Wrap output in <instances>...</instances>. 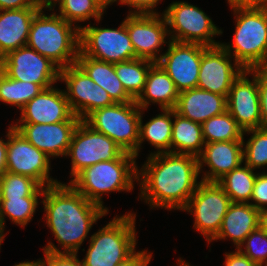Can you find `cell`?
I'll list each match as a JSON object with an SVG mask.
<instances>
[{"mask_svg": "<svg viewBox=\"0 0 267 266\" xmlns=\"http://www.w3.org/2000/svg\"><path fill=\"white\" fill-rule=\"evenodd\" d=\"M42 197L43 221L58 242L57 246L49 241L42 248L43 252L78 254L93 224L108 214L105 208L87 200L70 183L45 187Z\"/></svg>", "mask_w": 267, "mask_h": 266, "instance_id": "cell-1", "label": "cell"}, {"mask_svg": "<svg viewBox=\"0 0 267 266\" xmlns=\"http://www.w3.org/2000/svg\"><path fill=\"white\" fill-rule=\"evenodd\" d=\"M199 177L198 157L171 152L148 155L138 167V197L152 210L182 211L201 182Z\"/></svg>", "mask_w": 267, "mask_h": 266, "instance_id": "cell-2", "label": "cell"}, {"mask_svg": "<svg viewBox=\"0 0 267 266\" xmlns=\"http://www.w3.org/2000/svg\"><path fill=\"white\" fill-rule=\"evenodd\" d=\"M230 9L236 24L233 41L220 45L244 70L267 67V6Z\"/></svg>", "mask_w": 267, "mask_h": 266, "instance_id": "cell-3", "label": "cell"}, {"mask_svg": "<svg viewBox=\"0 0 267 266\" xmlns=\"http://www.w3.org/2000/svg\"><path fill=\"white\" fill-rule=\"evenodd\" d=\"M42 8L33 18L27 46L50 59L60 69L76 64L80 30L54 11Z\"/></svg>", "mask_w": 267, "mask_h": 266, "instance_id": "cell-4", "label": "cell"}, {"mask_svg": "<svg viewBox=\"0 0 267 266\" xmlns=\"http://www.w3.org/2000/svg\"><path fill=\"white\" fill-rule=\"evenodd\" d=\"M137 158L125 152L120 158L101 161L81 171L70 184L87 200L105 208L103 195L132 192L138 178Z\"/></svg>", "mask_w": 267, "mask_h": 266, "instance_id": "cell-5", "label": "cell"}, {"mask_svg": "<svg viewBox=\"0 0 267 266\" xmlns=\"http://www.w3.org/2000/svg\"><path fill=\"white\" fill-rule=\"evenodd\" d=\"M136 213L117 215L91 235L83 266H116L127 260L137 245Z\"/></svg>", "mask_w": 267, "mask_h": 266, "instance_id": "cell-6", "label": "cell"}, {"mask_svg": "<svg viewBox=\"0 0 267 266\" xmlns=\"http://www.w3.org/2000/svg\"><path fill=\"white\" fill-rule=\"evenodd\" d=\"M141 113L142 109L134 100L96 109L83 121L137 158Z\"/></svg>", "mask_w": 267, "mask_h": 266, "instance_id": "cell-7", "label": "cell"}, {"mask_svg": "<svg viewBox=\"0 0 267 266\" xmlns=\"http://www.w3.org/2000/svg\"><path fill=\"white\" fill-rule=\"evenodd\" d=\"M162 14L167 22L171 41L206 47L221 43L214 37L222 35V29H219L210 16L197 5L186 1H174L163 10Z\"/></svg>", "mask_w": 267, "mask_h": 266, "instance_id": "cell-8", "label": "cell"}, {"mask_svg": "<svg viewBox=\"0 0 267 266\" xmlns=\"http://www.w3.org/2000/svg\"><path fill=\"white\" fill-rule=\"evenodd\" d=\"M230 204L229 196L217 182L201 180L182 211L193 216V228L210 244L219 233Z\"/></svg>", "mask_w": 267, "mask_h": 266, "instance_id": "cell-9", "label": "cell"}, {"mask_svg": "<svg viewBox=\"0 0 267 266\" xmlns=\"http://www.w3.org/2000/svg\"><path fill=\"white\" fill-rule=\"evenodd\" d=\"M79 44L82 55L108 63L136 58L124 21L115 29L95 27V23L91 26L89 22L80 29Z\"/></svg>", "mask_w": 267, "mask_h": 266, "instance_id": "cell-10", "label": "cell"}, {"mask_svg": "<svg viewBox=\"0 0 267 266\" xmlns=\"http://www.w3.org/2000/svg\"><path fill=\"white\" fill-rule=\"evenodd\" d=\"M125 151L111 138L93 130L83 120L77 125L68 152L71 158V180L85 168L101 161L120 158Z\"/></svg>", "mask_w": 267, "mask_h": 266, "instance_id": "cell-11", "label": "cell"}, {"mask_svg": "<svg viewBox=\"0 0 267 266\" xmlns=\"http://www.w3.org/2000/svg\"><path fill=\"white\" fill-rule=\"evenodd\" d=\"M7 130L6 171L33 178L43 187L60 183L50 176V157L33 146L12 124Z\"/></svg>", "mask_w": 267, "mask_h": 266, "instance_id": "cell-12", "label": "cell"}, {"mask_svg": "<svg viewBox=\"0 0 267 266\" xmlns=\"http://www.w3.org/2000/svg\"><path fill=\"white\" fill-rule=\"evenodd\" d=\"M0 69L11 79L35 83L44 89L60 81V68L27 45L7 53Z\"/></svg>", "mask_w": 267, "mask_h": 266, "instance_id": "cell-13", "label": "cell"}, {"mask_svg": "<svg viewBox=\"0 0 267 266\" xmlns=\"http://www.w3.org/2000/svg\"><path fill=\"white\" fill-rule=\"evenodd\" d=\"M64 82L67 100L73 113L84 120L99 108L115 102L101 86L96 84L77 64L60 69V81Z\"/></svg>", "mask_w": 267, "mask_h": 266, "instance_id": "cell-14", "label": "cell"}, {"mask_svg": "<svg viewBox=\"0 0 267 266\" xmlns=\"http://www.w3.org/2000/svg\"><path fill=\"white\" fill-rule=\"evenodd\" d=\"M123 21L135 49L136 58L158 62L162 57L163 46L171 41L168 38V26L164 15L128 14Z\"/></svg>", "mask_w": 267, "mask_h": 266, "instance_id": "cell-15", "label": "cell"}, {"mask_svg": "<svg viewBox=\"0 0 267 266\" xmlns=\"http://www.w3.org/2000/svg\"><path fill=\"white\" fill-rule=\"evenodd\" d=\"M227 111L243 131L262 128L258 68L244 70L233 82L227 96Z\"/></svg>", "mask_w": 267, "mask_h": 266, "instance_id": "cell-16", "label": "cell"}, {"mask_svg": "<svg viewBox=\"0 0 267 266\" xmlns=\"http://www.w3.org/2000/svg\"><path fill=\"white\" fill-rule=\"evenodd\" d=\"M157 62L173 80L177 91L197 88L202 53L207 48L200 44L170 41Z\"/></svg>", "mask_w": 267, "mask_h": 266, "instance_id": "cell-17", "label": "cell"}, {"mask_svg": "<svg viewBox=\"0 0 267 266\" xmlns=\"http://www.w3.org/2000/svg\"><path fill=\"white\" fill-rule=\"evenodd\" d=\"M243 71L220 44L207 47L202 53L197 88L227 97L233 82Z\"/></svg>", "mask_w": 267, "mask_h": 266, "instance_id": "cell-18", "label": "cell"}, {"mask_svg": "<svg viewBox=\"0 0 267 266\" xmlns=\"http://www.w3.org/2000/svg\"><path fill=\"white\" fill-rule=\"evenodd\" d=\"M81 120H67L53 124L13 123L33 146L43 151L50 159L65 157L73 133Z\"/></svg>", "mask_w": 267, "mask_h": 266, "instance_id": "cell-19", "label": "cell"}, {"mask_svg": "<svg viewBox=\"0 0 267 266\" xmlns=\"http://www.w3.org/2000/svg\"><path fill=\"white\" fill-rule=\"evenodd\" d=\"M20 117L13 123L53 124L67 120H81L67 100L65 91L54 85L43 89L20 110Z\"/></svg>", "mask_w": 267, "mask_h": 266, "instance_id": "cell-20", "label": "cell"}, {"mask_svg": "<svg viewBox=\"0 0 267 266\" xmlns=\"http://www.w3.org/2000/svg\"><path fill=\"white\" fill-rule=\"evenodd\" d=\"M242 141L205 143L198 156L200 179L206 182H217L225 174L238 168L243 163ZM204 165L208 170L203 169Z\"/></svg>", "mask_w": 267, "mask_h": 266, "instance_id": "cell-21", "label": "cell"}, {"mask_svg": "<svg viewBox=\"0 0 267 266\" xmlns=\"http://www.w3.org/2000/svg\"><path fill=\"white\" fill-rule=\"evenodd\" d=\"M174 110L179 115L203 124L213 116L227 110V97L199 88L179 93Z\"/></svg>", "mask_w": 267, "mask_h": 266, "instance_id": "cell-22", "label": "cell"}, {"mask_svg": "<svg viewBox=\"0 0 267 266\" xmlns=\"http://www.w3.org/2000/svg\"><path fill=\"white\" fill-rule=\"evenodd\" d=\"M42 8L0 10V53L26 46L34 16Z\"/></svg>", "mask_w": 267, "mask_h": 266, "instance_id": "cell-23", "label": "cell"}, {"mask_svg": "<svg viewBox=\"0 0 267 266\" xmlns=\"http://www.w3.org/2000/svg\"><path fill=\"white\" fill-rule=\"evenodd\" d=\"M259 227V210L250 203H231L222 221L220 231L210 242L230 240L238 249L246 237Z\"/></svg>", "mask_w": 267, "mask_h": 266, "instance_id": "cell-24", "label": "cell"}, {"mask_svg": "<svg viewBox=\"0 0 267 266\" xmlns=\"http://www.w3.org/2000/svg\"><path fill=\"white\" fill-rule=\"evenodd\" d=\"M178 96L173 80L155 62L147 74L143 92L135 101L142 110H147L152 103L158 104L160 109H174Z\"/></svg>", "mask_w": 267, "mask_h": 266, "instance_id": "cell-25", "label": "cell"}, {"mask_svg": "<svg viewBox=\"0 0 267 266\" xmlns=\"http://www.w3.org/2000/svg\"><path fill=\"white\" fill-rule=\"evenodd\" d=\"M76 64L99 86H101L115 103H127L134 99L126 92L114 70V63L100 61L80 52Z\"/></svg>", "mask_w": 267, "mask_h": 266, "instance_id": "cell-26", "label": "cell"}, {"mask_svg": "<svg viewBox=\"0 0 267 266\" xmlns=\"http://www.w3.org/2000/svg\"><path fill=\"white\" fill-rule=\"evenodd\" d=\"M142 110L140 118L139 142L137 148V157L139 156L142 144L148 142L150 146L157 149L152 154L171 152V137L174 109H161L160 114L152 117L145 124L143 123Z\"/></svg>", "mask_w": 267, "mask_h": 266, "instance_id": "cell-27", "label": "cell"}, {"mask_svg": "<svg viewBox=\"0 0 267 266\" xmlns=\"http://www.w3.org/2000/svg\"><path fill=\"white\" fill-rule=\"evenodd\" d=\"M204 145L202 124L193 122L174 110L171 153L189 154L198 157Z\"/></svg>", "mask_w": 267, "mask_h": 266, "instance_id": "cell-28", "label": "cell"}, {"mask_svg": "<svg viewBox=\"0 0 267 266\" xmlns=\"http://www.w3.org/2000/svg\"><path fill=\"white\" fill-rule=\"evenodd\" d=\"M242 163L225 174L217 183L229 196L231 203H250L257 172Z\"/></svg>", "mask_w": 267, "mask_h": 266, "instance_id": "cell-29", "label": "cell"}, {"mask_svg": "<svg viewBox=\"0 0 267 266\" xmlns=\"http://www.w3.org/2000/svg\"><path fill=\"white\" fill-rule=\"evenodd\" d=\"M155 62L143 58L114 63V70L126 92L136 100L143 92L147 74Z\"/></svg>", "mask_w": 267, "mask_h": 266, "instance_id": "cell-30", "label": "cell"}, {"mask_svg": "<svg viewBox=\"0 0 267 266\" xmlns=\"http://www.w3.org/2000/svg\"><path fill=\"white\" fill-rule=\"evenodd\" d=\"M58 6V9H55ZM77 29H81L80 22L94 19L97 23L102 21L105 11L93 0H58L51 9ZM57 10H59L57 13ZM79 24V25H78Z\"/></svg>", "mask_w": 267, "mask_h": 266, "instance_id": "cell-31", "label": "cell"}, {"mask_svg": "<svg viewBox=\"0 0 267 266\" xmlns=\"http://www.w3.org/2000/svg\"><path fill=\"white\" fill-rule=\"evenodd\" d=\"M40 197L0 198V233L4 236L6 216L11 223L25 227L32 221Z\"/></svg>", "mask_w": 267, "mask_h": 266, "instance_id": "cell-32", "label": "cell"}, {"mask_svg": "<svg viewBox=\"0 0 267 266\" xmlns=\"http://www.w3.org/2000/svg\"><path fill=\"white\" fill-rule=\"evenodd\" d=\"M44 88L41 85L9 78L0 69V102L18 107L21 110L27 102Z\"/></svg>", "mask_w": 267, "mask_h": 266, "instance_id": "cell-33", "label": "cell"}, {"mask_svg": "<svg viewBox=\"0 0 267 266\" xmlns=\"http://www.w3.org/2000/svg\"><path fill=\"white\" fill-rule=\"evenodd\" d=\"M205 143L243 140L244 131L226 110L202 124Z\"/></svg>", "mask_w": 267, "mask_h": 266, "instance_id": "cell-34", "label": "cell"}, {"mask_svg": "<svg viewBox=\"0 0 267 266\" xmlns=\"http://www.w3.org/2000/svg\"><path fill=\"white\" fill-rule=\"evenodd\" d=\"M44 190L33 178L7 171L0 175V198H42Z\"/></svg>", "mask_w": 267, "mask_h": 266, "instance_id": "cell-35", "label": "cell"}, {"mask_svg": "<svg viewBox=\"0 0 267 266\" xmlns=\"http://www.w3.org/2000/svg\"><path fill=\"white\" fill-rule=\"evenodd\" d=\"M250 135L247 141L244 135ZM243 135V163L251 169L267 168V128H256L244 131Z\"/></svg>", "mask_w": 267, "mask_h": 266, "instance_id": "cell-36", "label": "cell"}, {"mask_svg": "<svg viewBox=\"0 0 267 266\" xmlns=\"http://www.w3.org/2000/svg\"><path fill=\"white\" fill-rule=\"evenodd\" d=\"M238 250L251 261L265 266L267 264V234L258 227L246 237Z\"/></svg>", "mask_w": 267, "mask_h": 266, "instance_id": "cell-37", "label": "cell"}, {"mask_svg": "<svg viewBox=\"0 0 267 266\" xmlns=\"http://www.w3.org/2000/svg\"><path fill=\"white\" fill-rule=\"evenodd\" d=\"M250 204L258 210L267 208V171L257 172Z\"/></svg>", "mask_w": 267, "mask_h": 266, "instance_id": "cell-38", "label": "cell"}, {"mask_svg": "<svg viewBox=\"0 0 267 266\" xmlns=\"http://www.w3.org/2000/svg\"><path fill=\"white\" fill-rule=\"evenodd\" d=\"M117 2L130 7L128 14H160L155 8L162 0H117Z\"/></svg>", "mask_w": 267, "mask_h": 266, "instance_id": "cell-39", "label": "cell"}, {"mask_svg": "<svg viewBox=\"0 0 267 266\" xmlns=\"http://www.w3.org/2000/svg\"><path fill=\"white\" fill-rule=\"evenodd\" d=\"M262 127L267 128V67L258 68Z\"/></svg>", "mask_w": 267, "mask_h": 266, "instance_id": "cell-40", "label": "cell"}, {"mask_svg": "<svg viewBox=\"0 0 267 266\" xmlns=\"http://www.w3.org/2000/svg\"><path fill=\"white\" fill-rule=\"evenodd\" d=\"M223 264L224 266H260L259 264L251 261L238 249H235V251L226 252Z\"/></svg>", "mask_w": 267, "mask_h": 266, "instance_id": "cell-41", "label": "cell"}, {"mask_svg": "<svg viewBox=\"0 0 267 266\" xmlns=\"http://www.w3.org/2000/svg\"><path fill=\"white\" fill-rule=\"evenodd\" d=\"M152 252L148 250L135 251L127 260L116 266H148L153 257Z\"/></svg>", "mask_w": 267, "mask_h": 266, "instance_id": "cell-42", "label": "cell"}, {"mask_svg": "<svg viewBox=\"0 0 267 266\" xmlns=\"http://www.w3.org/2000/svg\"><path fill=\"white\" fill-rule=\"evenodd\" d=\"M42 8L38 0H0V10Z\"/></svg>", "mask_w": 267, "mask_h": 266, "instance_id": "cell-43", "label": "cell"}, {"mask_svg": "<svg viewBox=\"0 0 267 266\" xmlns=\"http://www.w3.org/2000/svg\"><path fill=\"white\" fill-rule=\"evenodd\" d=\"M227 3L229 8L267 6V0H227Z\"/></svg>", "mask_w": 267, "mask_h": 266, "instance_id": "cell-44", "label": "cell"}, {"mask_svg": "<svg viewBox=\"0 0 267 266\" xmlns=\"http://www.w3.org/2000/svg\"><path fill=\"white\" fill-rule=\"evenodd\" d=\"M6 140L0 137V175L6 171L7 133Z\"/></svg>", "mask_w": 267, "mask_h": 266, "instance_id": "cell-45", "label": "cell"}, {"mask_svg": "<svg viewBox=\"0 0 267 266\" xmlns=\"http://www.w3.org/2000/svg\"><path fill=\"white\" fill-rule=\"evenodd\" d=\"M259 227L267 234V208L259 210Z\"/></svg>", "mask_w": 267, "mask_h": 266, "instance_id": "cell-46", "label": "cell"}, {"mask_svg": "<svg viewBox=\"0 0 267 266\" xmlns=\"http://www.w3.org/2000/svg\"><path fill=\"white\" fill-rule=\"evenodd\" d=\"M93 1H95L105 12L108 6L112 5L115 2L117 4V0H93Z\"/></svg>", "mask_w": 267, "mask_h": 266, "instance_id": "cell-47", "label": "cell"}, {"mask_svg": "<svg viewBox=\"0 0 267 266\" xmlns=\"http://www.w3.org/2000/svg\"><path fill=\"white\" fill-rule=\"evenodd\" d=\"M13 266H42L41 265V258L38 260H33V261H23V262H19V263H16L14 264Z\"/></svg>", "mask_w": 267, "mask_h": 266, "instance_id": "cell-48", "label": "cell"}, {"mask_svg": "<svg viewBox=\"0 0 267 266\" xmlns=\"http://www.w3.org/2000/svg\"><path fill=\"white\" fill-rule=\"evenodd\" d=\"M58 0H38L40 6L44 9H51Z\"/></svg>", "mask_w": 267, "mask_h": 266, "instance_id": "cell-49", "label": "cell"}, {"mask_svg": "<svg viewBox=\"0 0 267 266\" xmlns=\"http://www.w3.org/2000/svg\"><path fill=\"white\" fill-rule=\"evenodd\" d=\"M3 57H4V56L0 53V67H1V65H2Z\"/></svg>", "mask_w": 267, "mask_h": 266, "instance_id": "cell-50", "label": "cell"}, {"mask_svg": "<svg viewBox=\"0 0 267 266\" xmlns=\"http://www.w3.org/2000/svg\"><path fill=\"white\" fill-rule=\"evenodd\" d=\"M4 240H5V239H0V249H1L2 242H3Z\"/></svg>", "mask_w": 267, "mask_h": 266, "instance_id": "cell-51", "label": "cell"}, {"mask_svg": "<svg viewBox=\"0 0 267 266\" xmlns=\"http://www.w3.org/2000/svg\"><path fill=\"white\" fill-rule=\"evenodd\" d=\"M5 236L0 233V239H4Z\"/></svg>", "mask_w": 267, "mask_h": 266, "instance_id": "cell-52", "label": "cell"}]
</instances>
